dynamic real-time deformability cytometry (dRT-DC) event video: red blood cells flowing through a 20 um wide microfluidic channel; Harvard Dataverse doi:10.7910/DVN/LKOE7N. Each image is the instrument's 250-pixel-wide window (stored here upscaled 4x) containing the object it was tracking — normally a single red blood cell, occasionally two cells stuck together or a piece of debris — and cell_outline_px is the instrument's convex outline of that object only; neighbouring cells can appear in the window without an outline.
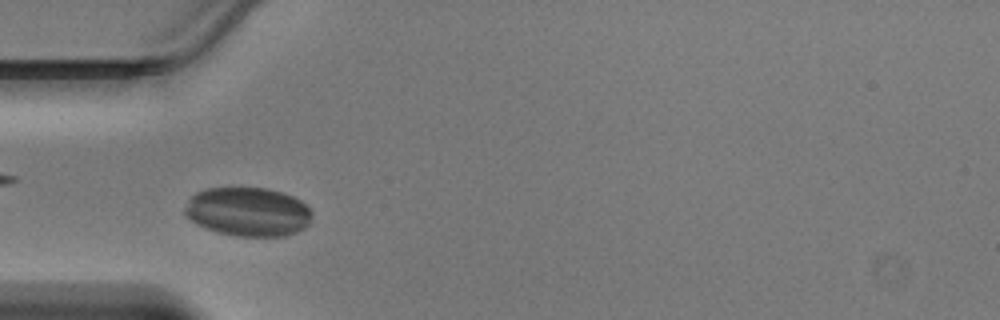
{"species": "Egyptian fruit bat (a non-hibernating species)", "species_latin": "Rousettus aegyptiacus", "temperature_condition": "warm", "stored_images_in_passage": 35, "camera_frame_rate_fps": 3000, "um_per_image_px": 0.085, "animal": {"sex": "male"}, "frame": {"image": 1, "passage_image": 7, "time_ms": 2.0, "image_size_px": [1000, 320], "cell_outline_px": [[312, 220], [304, 228], [296, 232], [284, 236], [236, 236], [216, 232], [204, 228], [196, 224], [184, 212], [184, 208], [188, 200], [196, 192], [208, 188], [268, 188], [292, 196], [300, 200], [312, 212]], "centroid_in_image_um": [21.08, 18.01], "position_along_channel_um": 63.9, "area_um2": 36.3}}
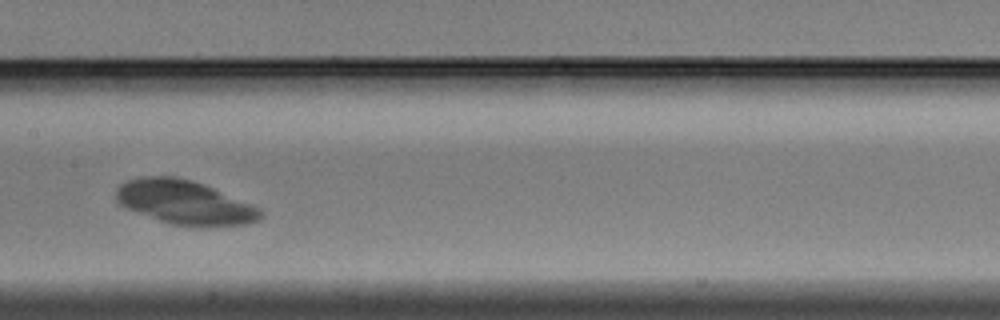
{"frame": {"image": 2, "passage_image": 16, "time_ms": 5.0, "image_size_px": [1000, 320], "cell_outline_px": [[264, 216], [260, 220], [248, 224], [208, 228], [172, 224], [124, 208], [116, 200], [116, 188], [120, 184], [128, 180], [140, 176], [172, 176], [192, 180], [204, 184], [260, 208], [264, 212]], "centroid_in_image_um": [15.72, 17.22], "position_along_channel_um": 191.7, "area_um2": 37.45}}
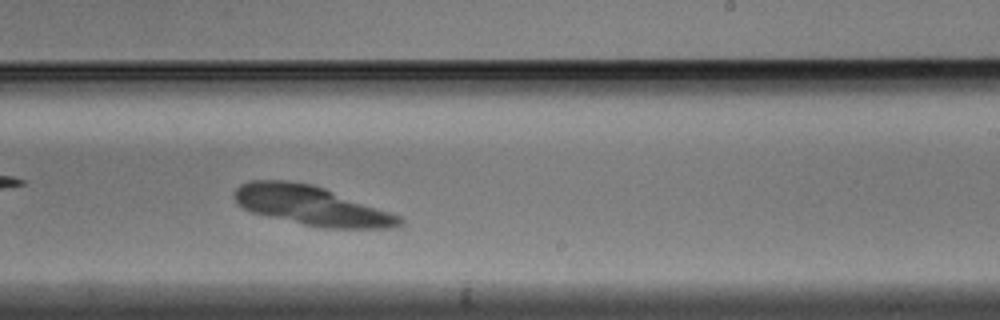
{"frame": {"image": 3, "passage_image": 21, "time_ms": 6.667, "image_size_px": [1000, 320], "cell_outline_px": [[404, 220], [396, 228], [328, 228], [304, 224], [268, 216], [252, 212], [236, 204], [232, 196], [232, 192], [240, 184], [248, 180], [288, 180], [312, 184], [324, 188], [400, 216]], "centroid_in_image_um": [26.4, 17.46], "position_along_channel_um": 262.6, "area_um2": 37.63}}